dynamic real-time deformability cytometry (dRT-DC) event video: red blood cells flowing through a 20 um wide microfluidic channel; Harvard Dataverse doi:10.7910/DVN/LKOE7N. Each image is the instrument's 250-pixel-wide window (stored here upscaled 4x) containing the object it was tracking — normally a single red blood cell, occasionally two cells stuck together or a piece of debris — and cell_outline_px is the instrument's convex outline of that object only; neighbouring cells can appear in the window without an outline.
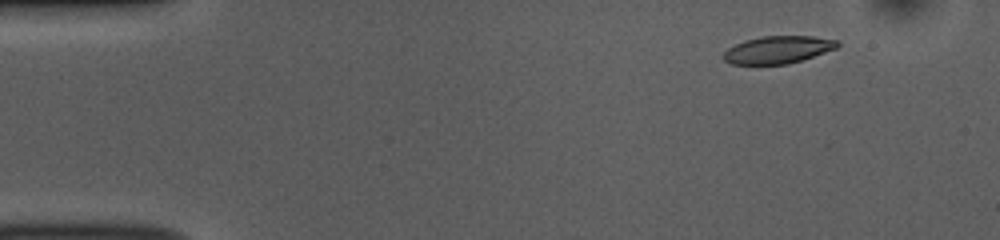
{"species": "common noctule bat (a hibernating species)", "species_latin": "Nyctalus noctula", "temperature_condition": "room temperature", "stored_images_in_passage": 52, "camera_frame_rate_fps": 3000, "um_per_image_px": 0.085, "animal": {"sex": "female", "body_mass_g": 10.0, "forearm_length_mm": 53.1}, "frame": {"image": 1, "passage_image": 6, "time_ms": 1.667, "image_size_px": [1000, 240], "cell_outline_px": [[840, 44], [836, 48], [788, 64], [732, 64], [724, 60], [724, 52], [728, 48], [744, 40], [760, 36], [812, 36], [840, 40]], "centroid_in_image_um": [66.12, 4.21], "position_along_channel_um": 18.9, "area_um2": 18.09}}
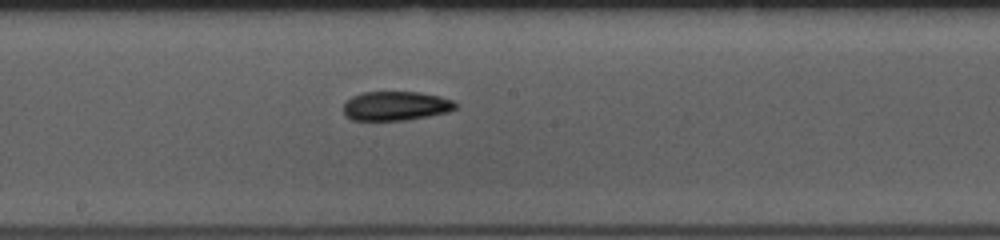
{"frame": {"image": 2, "passage_image": 28, "time_ms": 9.0, "image_size_px": [1000, 240], "cell_outline_px": [[456, 108], [448, 112], [428, 116], [404, 120], [352, 120], [344, 112], [344, 104], [352, 96], [364, 92], [420, 92], [440, 96], [452, 100], [456, 104]], "centroid_in_image_um": [33.66, 9.0], "position_along_channel_um": 214.5, "area_um2": 18.9}}
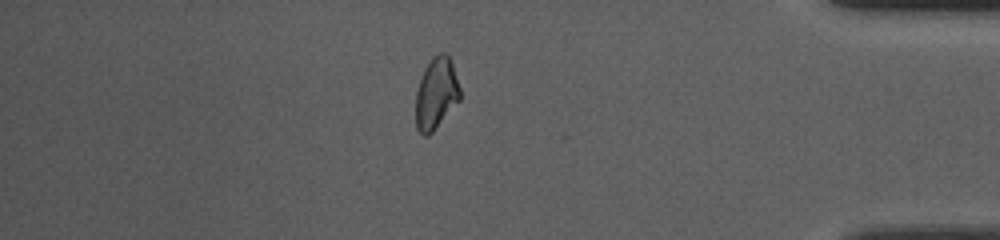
{"frame": {"image": 3, "passage_image": 45, "time_ms": 14.667, "image_size_px": [1000, 240], "cell_outline_px": [[460, 100], [432, 132], [428, 136], [424, 136], [416, 128], [416, 92], [420, 80], [432, 56], [440, 52], [444, 52], [448, 56], [452, 64], [460, 88]], "centroid_in_image_um": [37.08, 7.96], "position_along_channel_um": 398.1, "area_um2": 18.21}, "authors_computed_cell_mechanics": {"area_um2": 19.074, "velocity_mm_per_s": 3.8502, "shape_relaxation_time_tau1_ms": 11.0555, "shape_relaxation_time_tau2_ms": 4.1713, "deformation_change_tau1": 0.2385, "deformation_change_tau2": 0.1071}}